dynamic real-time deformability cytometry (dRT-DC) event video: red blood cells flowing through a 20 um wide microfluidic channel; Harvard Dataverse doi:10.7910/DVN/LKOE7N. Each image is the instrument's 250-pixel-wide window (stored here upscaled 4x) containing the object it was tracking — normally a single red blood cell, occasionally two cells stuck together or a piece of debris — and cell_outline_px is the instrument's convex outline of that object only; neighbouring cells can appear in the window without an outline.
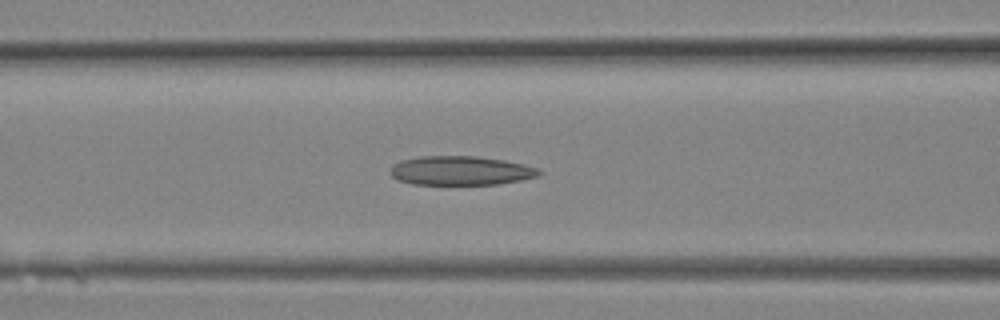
{"species": "Egyptian fruit bat (a non-hibernating species)", "species_latin": "Rousettus aegyptiacus", "temperature_condition": "room temperature", "stored_images_in_passage": 12, "camera_frame_rate_fps": 3000, "um_per_image_px": 0.085, "animal": {"sex": "female"}, "frame": {"image": 1, "passage_image": 10, "time_ms": 3.0, "image_size_px": [1000, 320], "cell_outline_px": [[544, 172], [536, 176], [520, 180], [500, 184], [412, 184], [400, 180], [392, 176], [388, 172], [392, 164], [400, 160], [420, 156], [476, 156], [504, 160], [524, 164], [536, 168]], "centroid_in_image_um": [39.12, 14.49], "position_along_channel_um": 127.5, "area_um2": 25.26}}
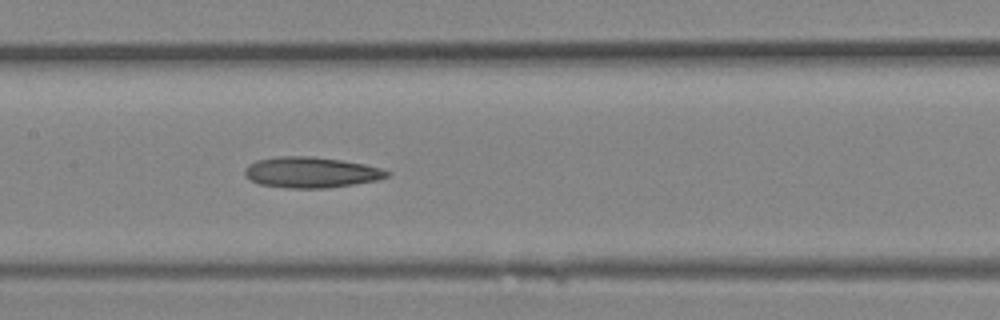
{"frame": {"image": 2, "passage_image": 12, "time_ms": 3.667, "image_size_px": [1000, 320], "cell_outline_px": [[392, 172], [388, 176], [380, 180], [324, 188], [288, 188], [260, 184], [244, 176], [244, 168], [248, 164], [256, 160], [276, 156], [312, 156], [340, 160], [364, 164], [380, 168]], "centroid_in_image_um": [26.42, 14.64], "position_along_channel_um": 181.0, "area_um2": 25.55}}